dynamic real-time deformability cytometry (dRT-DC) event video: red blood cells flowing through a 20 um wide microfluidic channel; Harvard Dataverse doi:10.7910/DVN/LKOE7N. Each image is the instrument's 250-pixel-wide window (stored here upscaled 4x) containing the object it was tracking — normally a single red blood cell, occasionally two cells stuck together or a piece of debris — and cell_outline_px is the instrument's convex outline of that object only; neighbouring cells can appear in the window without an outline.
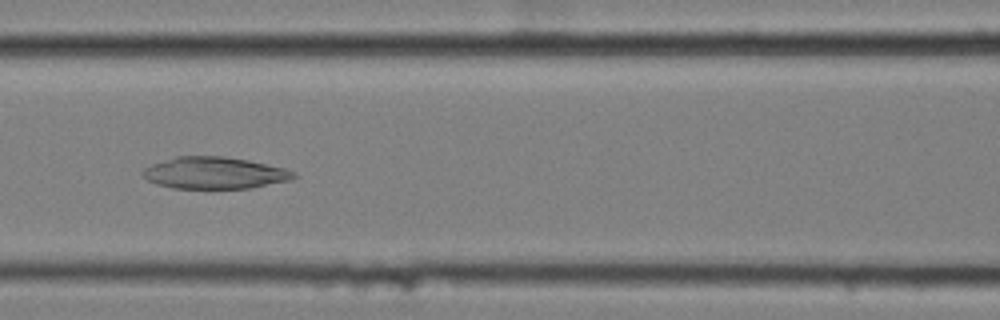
{"species": "common noctule bat (a hibernating species)", "species_latin": "Nyctalus noctula", "temperature_condition": "cold", "stored_images_in_passage": 10, "camera_frame_rate_fps": 3000, "um_per_image_px": 0.085, "animal": {"sex": "female", "body_mass_g": 25.1}, "frame": {"image": 1, "passage_image": 7, "time_ms": 2.0, "image_size_px": [1000, 320], "cell_outline_px": [[296, 176], [292, 180], [248, 188], [172, 188], [156, 184], [148, 180], [140, 172], [144, 168], [152, 164], [176, 156], [224, 156], [248, 160], [284, 168], [296, 172]], "centroid_in_image_um": [18.23, 14.7], "position_along_channel_um": 148.4, "area_um2": 27.92}}
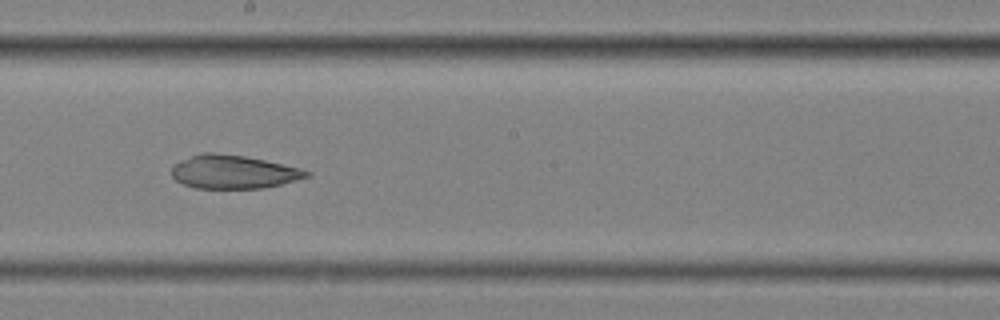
{"frame": {"image": 2, "passage_image": 9, "time_ms": 2.667, "image_size_px": [1000, 320], "cell_outline_px": [[312, 176], [280, 184], [260, 188], [196, 188], [184, 184], [176, 180], [172, 176], [172, 164], [180, 160], [204, 152], [212, 152], [244, 156], [264, 160], [300, 168], [312, 172]], "centroid_in_image_um": [19.84, 14.6], "position_along_channel_um": 228.4, "area_um2": 26.18}}
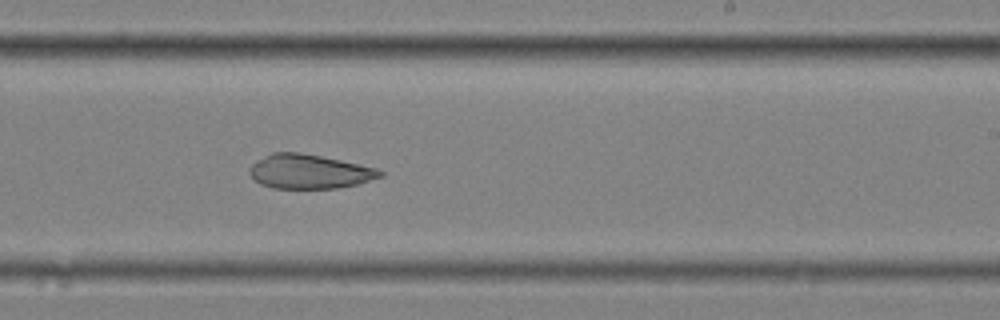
{"frame": {"image": 3, "passage_image": 10, "time_ms": 3.0, "image_size_px": [1000, 320], "cell_outline_px": [[384, 176], [356, 184], [336, 188], [272, 188], [260, 184], [248, 172], [248, 168], [252, 164], [272, 152], [300, 152], [340, 160], [376, 168], [384, 172]], "centroid_in_image_um": [26.28, 14.58], "position_along_channel_um": 262.7, "area_um2": 25.84}}